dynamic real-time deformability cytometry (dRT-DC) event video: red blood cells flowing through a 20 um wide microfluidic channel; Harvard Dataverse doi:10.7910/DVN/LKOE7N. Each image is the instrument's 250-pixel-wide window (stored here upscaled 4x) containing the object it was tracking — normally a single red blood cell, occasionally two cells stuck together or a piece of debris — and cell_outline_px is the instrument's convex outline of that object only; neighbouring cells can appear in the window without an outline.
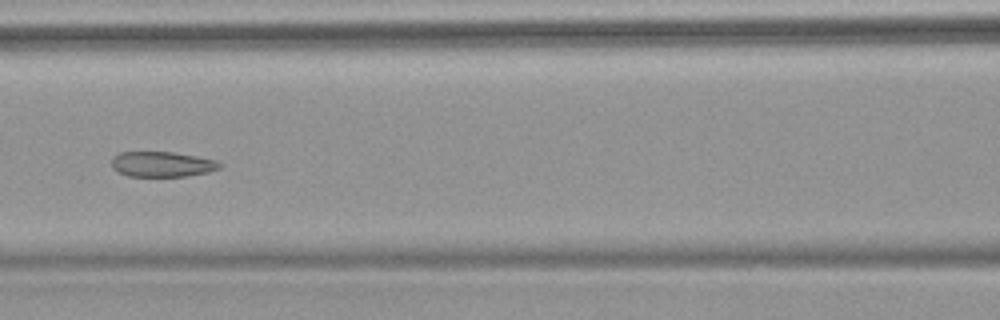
{"species": "common noctule bat (a hibernating species)", "species_latin": "Nyctalus noctula", "temperature_condition": "warm", "stored_images_in_passage": 7, "camera_frame_rate_fps": 3000, "um_per_image_px": 0.085, "animal": {"sex": "female", "body_mass_g": 18.4}, "frame": {"image": 1, "passage_image": 7, "time_ms": 7.0, "image_size_px": [1000, 320], "cell_outline_px": [[224, 164], [220, 168], [208, 172], [188, 176], [128, 176], [112, 168], [112, 156], [120, 152], [172, 152], [196, 156], [216, 160]], "centroid_in_image_um": [13.8, 13.95], "position_along_channel_um": 152.8, "area_um2": 15.95}}